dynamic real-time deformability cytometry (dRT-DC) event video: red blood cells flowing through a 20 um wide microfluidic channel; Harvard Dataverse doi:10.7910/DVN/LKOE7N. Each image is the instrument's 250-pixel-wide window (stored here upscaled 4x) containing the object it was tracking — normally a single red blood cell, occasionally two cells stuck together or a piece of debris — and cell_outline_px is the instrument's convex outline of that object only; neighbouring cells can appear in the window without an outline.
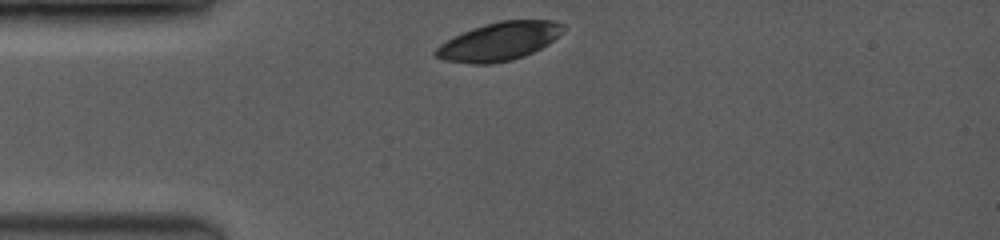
{"species": "common noctule bat (a hibernating species)", "species_latin": "Nyctalus noctula", "temperature_condition": "room temperature", "stored_images_in_passage": 4, "camera_frame_rate_fps": 3500, "um_per_image_px": 0.085, "animal": {"sex": "female", "body_mass_g": 19.0, "forearm_length_mm": 53.3}, "frame": {"image": 1, "passage_image": 1, "time_ms": 0.0, "image_size_px": [1000, 240], "cell_outline_px": [[564, 24], [560, 32], [548, 44], [532, 52], [512, 60], [492, 64], [472, 64], [444, 60], [436, 56], [432, 52], [440, 44], [452, 36], [472, 28], [484, 24], [500, 20], [552, 20]], "centroid_in_image_um": [42.36, 3.52], "position_along_channel_um": 42.6, "area_um2": 28.32}}